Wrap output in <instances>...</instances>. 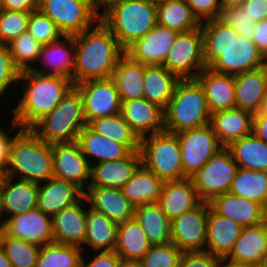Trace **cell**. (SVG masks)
I'll return each instance as SVG.
<instances>
[{
	"mask_svg": "<svg viewBox=\"0 0 267 267\" xmlns=\"http://www.w3.org/2000/svg\"><path fill=\"white\" fill-rule=\"evenodd\" d=\"M200 28L206 67L236 75L263 66L264 57L252 39L240 36L219 18L202 22Z\"/></svg>",
	"mask_w": 267,
	"mask_h": 267,
	"instance_id": "obj_1",
	"label": "cell"
},
{
	"mask_svg": "<svg viewBox=\"0 0 267 267\" xmlns=\"http://www.w3.org/2000/svg\"><path fill=\"white\" fill-rule=\"evenodd\" d=\"M74 85L89 80L111 78L125 54L115 36L99 20L95 27L74 35Z\"/></svg>",
	"mask_w": 267,
	"mask_h": 267,
	"instance_id": "obj_2",
	"label": "cell"
},
{
	"mask_svg": "<svg viewBox=\"0 0 267 267\" xmlns=\"http://www.w3.org/2000/svg\"><path fill=\"white\" fill-rule=\"evenodd\" d=\"M25 82L23 97L11 111L12 128L30 129L50 113L74 86L71 80L55 75H43L32 70L20 73L19 82Z\"/></svg>",
	"mask_w": 267,
	"mask_h": 267,
	"instance_id": "obj_3",
	"label": "cell"
},
{
	"mask_svg": "<svg viewBox=\"0 0 267 267\" xmlns=\"http://www.w3.org/2000/svg\"><path fill=\"white\" fill-rule=\"evenodd\" d=\"M18 129L2 174L41 184L53 176L52 144L41 140L31 129Z\"/></svg>",
	"mask_w": 267,
	"mask_h": 267,
	"instance_id": "obj_4",
	"label": "cell"
},
{
	"mask_svg": "<svg viewBox=\"0 0 267 267\" xmlns=\"http://www.w3.org/2000/svg\"><path fill=\"white\" fill-rule=\"evenodd\" d=\"M102 8L100 21L124 50L157 24V4L153 0H114Z\"/></svg>",
	"mask_w": 267,
	"mask_h": 267,
	"instance_id": "obj_5",
	"label": "cell"
},
{
	"mask_svg": "<svg viewBox=\"0 0 267 267\" xmlns=\"http://www.w3.org/2000/svg\"><path fill=\"white\" fill-rule=\"evenodd\" d=\"M165 112V131L179 133L204 126L210 121V110L203 87L196 79H181Z\"/></svg>",
	"mask_w": 267,
	"mask_h": 267,
	"instance_id": "obj_6",
	"label": "cell"
},
{
	"mask_svg": "<svg viewBox=\"0 0 267 267\" xmlns=\"http://www.w3.org/2000/svg\"><path fill=\"white\" fill-rule=\"evenodd\" d=\"M86 125L82 96L73 86L55 109L30 129L48 144L72 143Z\"/></svg>",
	"mask_w": 267,
	"mask_h": 267,
	"instance_id": "obj_7",
	"label": "cell"
},
{
	"mask_svg": "<svg viewBox=\"0 0 267 267\" xmlns=\"http://www.w3.org/2000/svg\"><path fill=\"white\" fill-rule=\"evenodd\" d=\"M141 164L163 182L183 179L181 151L175 133L162 131L140 139Z\"/></svg>",
	"mask_w": 267,
	"mask_h": 267,
	"instance_id": "obj_8",
	"label": "cell"
},
{
	"mask_svg": "<svg viewBox=\"0 0 267 267\" xmlns=\"http://www.w3.org/2000/svg\"><path fill=\"white\" fill-rule=\"evenodd\" d=\"M38 9L63 33L76 35L100 20L97 0H38Z\"/></svg>",
	"mask_w": 267,
	"mask_h": 267,
	"instance_id": "obj_9",
	"label": "cell"
},
{
	"mask_svg": "<svg viewBox=\"0 0 267 267\" xmlns=\"http://www.w3.org/2000/svg\"><path fill=\"white\" fill-rule=\"evenodd\" d=\"M238 168L230 150L221 148L191 176L199 199L209 203L214 197L229 192Z\"/></svg>",
	"mask_w": 267,
	"mask_h": 267,
	"instance_id": "obj_10",
	"label": "cell"
},
{
	"mask_svg": "<svg viewBox=\"0 0 267 267\" xmlns=\"http://www.w3.org/2000/svg\"><path fill=\"white\" fill-rule=\"evenodd\" d=\"M176 135L181 151L183 178H191L223 148L209 123Z\"/></svg>",
	"mask_w": 267,
	"mask_h": 267,
	"instance_id": "obj_11",
	"label": "cell"
},
{
	"mask_svg": "<svg viewBox=\"0 0 267 267\" xmlns=\"http://www.w3.org/2000/svg\"><path fill=\"white\" fill-rule=\"evenodd\" d=\"M163 66L180 79H195L198 76L206 67L203 55V35L200 27L177 34Z\"/></svg>",
	"mask_w": 267,
	"mask_h": 267,
	"instance_id": "obj_12",
	"label": "cell"
},
{
	"mask_svg": "<svg viewBox=\"0 0 267 267\" xmlns=\"http://www.w3.org/2000/svg\"><path fill=\"white\" fill-rule=\"evenodd\" d=\"M74 86L82 96L87 124L120 113L122 101L112 78L89 80Z\"/></svg>",
	"mask_w": 267,
	"mask_h": 267,
	"instance_id": "obj_13",
	"label": "cell"
},
{
	"mask_svg": "<svg viewBox=\"0 0 267 267\" xmlns=\"http://www.w3.org/2000/svg\"><path fill=\"white\" fill-rule=\"evenodd\" d=\"M208 212L209 203L201 202L171 220V242L182 252L205 251Z\"/></svg>",
	"mask_w": 267,
	"mask_h": 267,
	"instance_id": "obj_14",
	"label": "cell"
},
{
	"mask_svg": "<svg viewBox=\"0 0 267 267\" xmlns=\"http://www.w3.org/2000/svg\"><path fill=\"white\" fill-rule=\"evenodd\" d=\"M52 157L54 177L74 183L83 192L88 188L91 165L77 142L52 144Z\"/></svg>",
	"mask_w": 267,
	"mask_h": 267,
	"instance_id": "obj_15",
	"label": "cell"
},
{
	"mask_svg": "<svg viewBox=\"0 0 267 267\" xmlns=\"http://www.w3.org/2000/svg\"><path fill=\"white\" fill-rule=\"evenodd\" d=\"M2 231L26 242L42 246L53 242L52 216L37 207L20 215L5 218Z\"/></svg>",
	"mask_w": 267,
	"mask_h": 267,
	"instance_id": "obj_16",
	"label": "cell"
},
{
	"mask_svg": "<svg viewBox=\"0 0 267 267\" xmlns=\"http://www.w3.org/2000/svg\"><path fill=\"white\" fill-rule=\"evenodd\" d=\"M178 32L156 24L126 50L132 60L144 65H163Z\"/></svg>",
	"mask_w": 267,
	"mask_h": 267,
	"instance_id": "obj_17",
	"label": "cell"
},
{
	"mask_svg": "<svg viewBox=\"0 0 267 267\" xmlns=\"http://www.w3.org/2000/svg\"><path fill=\"white\" fill-rule=\"evenodd\" d=\"M120 114L139 139L165 130V112L145 98L122 101Z\"/></svg>",
	"mask_w": 267,
	"mask_h": 267,
	"instance_id": "obj_18",
	"label": "cell"
},
{
	"mask_svg": "<svg viewBox=\"0 0 267 267\" xmlns=\"http://www.w3.org/2000/svg\"><path fill=\"white\" fill-rule=\"evenodd\" d=\"M86 198L83 196L71 206L65 207L52 216L54 242L83 248L86 235Z\"/></svg>",
	"mask_w": 267,
	"mask_h": 267,
	"instance_id": "obj_19",
	"label": "cell"
},
{
	"mask_svg": "<svg viewBox=\"0 0 267 267\" xmlns=\"http://www.w3.org/2000/svg\"><path fill=\"white\" fill-rule=\"evenodd\" d=\"M84 197L86 203L88 201L87 206L103 213L114 223L119 224L134 218L135 206L126 198L122 189L88 186Z\"/></svg>",
	"mask_w": 267,
	"mask_h": 267,
	"instance_id": "obj_20",
	"label": "cell"
},
{
	"mask_svg": "<svg viewBox=\"0 0 267 267\" xmlns=\"http://www.w3.org/2000/svg\"><path fill=\"white\" fill-rule=\"evenodd\" d=\"M209 205L217 214L231 218L242 227L267 221V209L263 205L230 192L214 197Z\"/></svg>",
	"mask_w": 267,
	"mask_h": 267,
	"instance_id": "obj_21",
	"label": "cell"
},
{
	"mask_svg": "<svg viewBox=\"0 0 267 267\" xmlns=\"http://www.w3.org/2000/svg\"><path fill=\"white\" fill-rule=\"evenodd\" d=\"M55 42L43 45L38 61H42L45 68L33 67L32 71L43 75H55L71 80L74 84L75 45L74 35H64ZM68 42V44H67ZM69 46H66V45ZM51 69L48 70V69ZM50 71V72H49Z\"/></svg>",
	"mask_w": 267,
	"mask_h": 267,
	"instance_id": "obj_22",
	"label": "cell"
},
{
	"mask_svg": "<svg viewBox=\"0 0 267 267\" xmlns=\"http://www.w3.org/2000/svg\"><path fill=\"white\" fill-rule=\"evenodd\" d=\"M234 262L257 267L267 261V221L244 227L233 248L225 257Z\"/></svg>",
	"mask_w": 267,
	"mask_h": 267,
	"instance_id": "obj_23",
	"label": "cell"
},
{
	"mask_svg": "<svg viewBox=\"0 0 267 267\" xmlns=\"http://www.w3.org/2000/svg\"><path fill=\"white\" fill-rule=\"evenodd\" d=\"M94 163L91 165L89 186L122 189L141 165V153L139 150L131 151L126 157L119 160L101 163L95 161Z\"/></svg>",
	"mask_w": 267,
	"mask_h": 267,
	"instance_id": "obj_24",
	"label": "cell"
},
{
	"mask_svg": "<svg viewBox=\"0 0 267 267\" xmlns=\"http://www.w3.org/2000/svg\"><path fill=\"white\" fill-rule=\"evenodd\" d=\"M0 174V190L2 194L3 215L14 217L28 212L37 206L39 184L27 180L15 179ZM13 180V181H12ZM16 181L15 183H13Z\"/></svg>",
	"mask_w": 267,
	"mask_h": 267,
	"instance_id": "obj_25",
	"label": "cell"
},
{
	"mask_svg": "<svg viewBox=\"0 0 267 267\" xmlns=\"http://www.w3.org/2000/svg\"><path fill=\"white\" fill-rule=\"evenodd\" d=\"M195 79L203 87L211 114L235 108L234 75L205 67Z\"/></svg>",
	"mask_w": 267,
	"mask_h": 267,
	"instance_id": "obj_26",
	"label": "cell"
},
{
	"mask_svg": "<svg viewBox=\"0 0 267 267\" xmlns=\"http://www.w3.org/2000/svg\"><path fill=\"white\" fill-rule=\"evenodd\" d=\"M84 196L74 183L54 176L39 184L37 208L53 216L65 207L71 206Z\"/></svg>",
	"mask_w": 267,
	"mask_h": 267,
	"instance_id": "obj_27",
	"label": "cell"
},
{
	"mask_svg": "<svg viewBox=\"0 0 267 267\" xmlns=\"http://www.w3.org/2000/svg\"><path fill=\"white\" fill-rule=\"evenodd\" d=\"M235 108L256 115L267 92L264 67L234 75Z\"/></svg>",
	"mask_w": 267,
	"mask_h": 267,
	"instance_id": "obj_28",
	"label": "cell"
},
{
	"mask_svg": "<svg viewBox=\"0 0 267 267\" xmlns=\"http://www.w3.org/2000/svg\"><path fill=\"white\" fill-rule=\"evenodd\" d=\"M243 228L231 218L217 214L209 205L205 251L219 258L226 257Z\"/></svg>",
	"mask_w": 267,
	"mask_h": 267,
	"instance_id": "obj_29",
	"label": "cell"
},
{
	"mask_svg": "<svg viewBox=\"0 0 267 267\" xmlns=\"http://www.w3.org/2000/svg\"><path fill=\"white\" fill-rule=\"evenodd\" d=\"M201 202L191 178L165 181L158 200L170 220L194 209Z\"/></svg>",
	"mask_w": 267,
	"mask_h": 267,
	"instance_id": "obj_30",
	"label": "cell"
},
{
	"mask_svg": "<svg viewBox=\"0 0 267 267\" xmlns=\"http://www.w3.org/2000/svg\"><path fill=\"white\" fill-rule=\"evenodd\" d=\"M209 124L223 147L252 133L253 115L232 108L212 113Z\"/></svg>",
	"mask_w": 267,
	"mask_h": 267,
	"instance_id": "obj_31",
	"label": "cell"
},
{
	"mask_svg": "<svg viewBox=\"0 0 267 267\" xmlns=\"http://www.w3.org/2000/svg\"><path fill=\"white\" fill-rule=\"evenodd\" d=\"M76 142L90 165L94 162L92 158L97 159V163L115 161L131 152L124 144L96 133L88 125L81 130Z\"/></svg>",
	"mask_w": 267,
	"mask_h": 267,
	"instance_id": "obj_32",
	"label": "cell"
},
{
	"mask_svg": "<svg viewBox=\"0 0 267 267\" xmlns=\"http://www.w3.org/2000/svg\"><path fill=\"white\" fill-rule=\"evenodd\" d=\"M145 65L124 54L118 61L113 74L121 101L144 98Z\"/></svg>",
	"mask_w": 267,
	"mask_h": 267,
	"instance_id": "obj_33",
	"label": "cell"
},
{
	"mask_svg": "<svg viewBox=\"0 0 267 267\" xmlns=\"http://www.w3.org/2000/svg\"><path fill=\"white\" fill-rule=\"evenodd\" d=\"M180 80L163 65H145L144 98L165 110Z\"/></svg>",
	"mask_w": 267,
	"mask_h": 267,
	"instance_id": "obj_34",
	"label": "cell"
},
{
	"mask_svg": "<svg viewBox=\"0 0 267 267\" xmlns=\"http://www.w3.org/2000/svg\"><path fill=\"white\" fill-rule=\"evenodd\" d=\"M151 245L135 218L118 224L113 250L121 260L140 261Z\"/></svg>",
	"mask_w": 267,
	"mask_h": 267,
	"instance_id": "obj_35",
	"label": "cell"
},
{
	"mask_svg": "<svg viewBox=\"0 0 267 267\" xmlns=\"http://www.w3.org/2000/svg\"><path fill=\"white\" fill-rule=\"evenodd\" d=\"M134 218L141 225L152 245L171 242V220L158 202L136 206Z\"/></svg>",
	"mask_w": 267,
	"mask_h": 267,
	"instance_id": "obj_36",
	"label": "cell"
},
{
	"mask_svg": "<svg viewBox=\"0 0 267 267\" xmlns=\"http://www.w3.org/2000/svg\"><path fill=\"white\" fill-rule=\"evenodd\" d=\"M163 183L159 177L141 164L122 187V192L136 207L158 202Z\"/></svg>",
	"mask_w": 267,
	"mask_h": 267,
	"instance_id": "obj_37",
	"label": "cell"
},
{
	"mask_svg": "<svg viewBox=\"0 0 267 267\" xmlns=\"http://www.w3.org/2000/svg\"><path fill=\"white\" fill-rule=\"evenodd\" d=\"M239 168L267 172V143L253 132L227 147Z\"/></svg>",
	"mask_w": 267,
	"mask_h": 267,
	"instance_id": "obj_38",
	"label": "cell"
},
{
	"mask_svg": "<svg viewBox=\"0 0 267 267\" xmlns=\"http://www.w3.org/2000/svg\"><path fill=\"white\" fill-rule=\"evenodd\" d=\"M117 227L118 224L103 213L87 207L86 235L83 245L86 247L88 245L95 252L113 250L116 243Z\"/></svg>",
	"mask_w": 267,
	"mask_h": 267,
	"instance_id": "obj_39",
	"label": "cell"
},
{
	"mask_svg": "<svg viewBox=\"0 0 267 267\" xmlns=\"http://www.w3.org/2000/svg\"><path fill=\"white\" fill-rule=\"evenodd\" d=\"M157 24L178 33L192 31L201 25L186 0L158 3Z\"/></svg>",
	"mask_w": 267,
	"mask_h": 267,
	"instance_id": "obj_40",
	"label": "cell"
},
{
	"mask_svg": "<svg viewBox=\"0 0 267 267\" xmlns=\"http://www.w3.org/2000/svg\"><path fill=\"white\" fill-rule=\"evenodd\" d=\"M87 125L96 133L124 144L130 151L140 150V139L120 113L91 120Z\"/></svg>",
	"mask_w": 267,
	"mask_h": 267,
	"instance_id": "obj_41",
	"label": "cell"
},
{
	"mask_svg": "<svg viewBox=\"0 0 267 267\" xmlns=\"http://www.w3.org/2000/svg\"><path fill=\"white\" fill-rule=\"evenodd\" d=\"M229 192L256 201L267 209V172L238 168Z\"/></svg>",
	"mask_w": 267,
	"mask_h": 267,
	"instance_id": "obj_42",
	"label": "cell"
},
{
	"mask_svg": "<svg viewBox=\"0 0 267 267\" xmlns=\"http://www.w3.org/2000/svg\"><path fill=\"white\" fill-rule=\"evenodd\" d=\"M83 249L50 242L41 246L36 267H80Z\"/></svg>",
	"mask_w": 267,
	"mask_h": 267,
	"instance_id": "obj_43",
	"label": "cell"
},
{
	"mask_svg": "<svg viewBox=\"0 0 267 267\" xmlns=\"http://www.w3.org/2000/svg\"><path fill=\"white\" fill-rule=\"evenodd\" d=\"M0 246L7 255L12 267H36L41 247L13 238L0 230Z\"/></svg>",
	"mask_w": 267,
	"mask_h": 267,
	"instance_id": "obj_44",
	"label": "cell"
},
{
	"mask_svg": "<svg viewBox=\"0 0 267 267\" xmlns=\"http://www.w3.org/2000/svg\"><path fill=\"white\" fill-rule=\"evenodd\" d=\"M7 46L15 67L20 72L32 70V65L34 61L37 62L42 48V45L28 31L13 39Z\"/></svg>",
	"mask_w": 267,
	"mask_h": 267,
	"instance_id": "obj_45",
	"label": "cell"
},
{
	"mask_svg": "<svg viewBox=\"0 0 267 267\" xmlns=\"http://www.w3.org/2000/svg\"><path fill=\"white\" fill-rule=\"evenodd\" d=\"M31 12L0 10V44H9L28 30Z\"/></svg>",
	"mask_w": 267,
	"mask_h": 267,
	"instance_id": "obj_46",
	"label": "cell"
},
{
	"mask_svg": "<svg viewBox=\"0 0 267 267\" xmlns=\"http://www.w3.org/2000/svg\"><path fill=\"white\" fill-rule=\"evenodd\" d=\"M182 253L172 242L151 245L139 262L143 267H178Z\"/></svg>",
	"mask_w": 267,
	"mask_h": 267,
	"instance_id": "obj_47",
	"label": "cell"
},
{
	"mask_svg": "<svg viewBox=\"0 0 267 267\" xmlns=\"http://www.w3.org/2000/svg\"><path fill=\"white\" fill-rule=\"evenodd\" d=\"M42 46L63 38L56 24L39 9L30 13L28 30Z\"/></svg>",
	"mask_w": 267,
	"mask_h": 267,
	"instance_id": "obj_48",
	"label": "cell"
},
{
	"mask_svg": "<svg viewBox=\"0 0 267 267\" xmlns=\"http://www.w3.org/2000/svg\"><path fill=\"white\" fill-rule=\"evenodd\" d=\"M219 19L235 29L240 36L247 39L253 38L256 22L246 13L245 7L238 5L222 8Z\"/></svg>",
	"mask_w": 267,
	"mask_h": 267,
	"instance_id": "obj_49",
	"label": "cell"
},
{
	"mask_svg": "<svg viewBox=\"0 0 267 267\" xmlns=\"http://www.w3.org/2000/svg\"><path fill=\"white\" fill-rule=\"evenodd\" d=\"M20 73L15 67L8 46L0 44V96L2 98L13 83L19 82Z\"/></svg>",
	"mask_w": 267,
	"mask_h": 267,
	"instance_id": "obj_50",
	"label": "cell"
},
{
	"mask_svg": "<svg viewBox=\"0 0 267 267\" xmlns=\"http://www.w3.org/2000/svg\"><path fill=\"white\" fill-rule=\"evenodd\" d=\"M186 2L200 23L220 17L222 10L220 0H186Z\"/></svg>",
	"mask_w": 267,
	"mask_h": 267,
	"instance_id": "obj_51",
	"label": "cell"
},
{
	"mask_svg": "<svg viewBox=\"0 0 267 267\" xmlns=\"http://www.w3.org/2000/svg\"><path fill=\"white\" fill-rule=\"evenodd\" d=\"M219 259L207 251L183 252L178 267H217Z\"/></svg>",
	"mask_w": 267,
	"mask_h": 267,
	"instance_id": "obj_52",
	"label": "cell"
},
{
	"mask_svg": "<svg viewBox=\"0 0 267 267\" xmlns=\"http://www.w3.org/2000/svg\"><path fill=\"white\" fill-rule=\"evenodd\" d=\"M96 254L88 263L84 261L82 255L80 267H118L121 261L115 250L99 251L98 253L96 251Z\"/></svg>",
	"mask_w": 267,
	"mask_h": 267,
	"instance_id": "obj_53",
	"label": "cell"
},
{
	"mask_svg": "<svg viewBox=\"0 0 267 267\" xmlns=\"http://www.w3.org/2000/svg\"><path fill=\"white\" fill-rule=\"evenodd\" d=\"M242 6L255 22L267 19V0H246Z\"/></svg>",
	"mask_w": 267,
	"mask_h": 267,
	"instance_id": "obj_54",
	"label": "cell"
},
{
	"mask_svg": "<svg viewBox=\"0 0 267 267\" xmlns=\"http://www.w3.org/2000/svg\"><path fill=\"white\" fill-rule=\"evenodd\" d=\"M0 8L11 11L33 12L38 9V0H0Z\"/></svg>",
	"mask_w": 267,
	"mask_h": 267,
	"instance_id": "obj_55",
	"label": "cell"
},
{
	"mask_svg": "<svg viewBox=\"0 0 267 267\" xmlns=\"http://www.w3.org/2000/svg\"><path fill=\"white\" fill-rule=\"evenodd\" d=\"M253 33L252 41L256 44L261 55L265 57L267 55V19L256 22Z\"/></svg>",
	"mask_w": 267,
	"mask_h": 267,
	"instance_id": "obj_56",
	"label": "cell"
},
{
	"mask_svg": "<svg viewBox=\"0 0 267 267\" xmlns=\"http://www.w3.org/2000/svg\"><path fill=\"white\" fill-rule=\"evenodd\" d=\"M13 138L14 136L10 137L6 130H0V174L4 171L9 160L10 145Z\"/></svg>",
	"mask_w": 267,
	"mask_h": 267,
	"instance_id": "obj_57",
	"label": "cell"
},
{
	"mask_svg": "<svg viewBox=\"0 0 267 267\" xmlns=\"http://www.w3.org/2000/svg\"><path fill=\"white\" fill-rule=\"evenodd\" d=\"M252 132L259 139L267 143V115H253Z\"/></svg>",
	"mask_w": 267,
	"mask_h": 267,
	"instance_id": "obj_58",
	"label": "cell"
},
{
	"mask_svg": "<svg viewBox=\"0 0 267 267\" xmlns=\"http://www.w3.org/2000/svg\"><path fill=\"white\" fill-rule=\"evenodd\" d=\"M217 267H255V266L234 262L223 257L219 259Z\"/></svg>",
	"mask_w": 267,
	"mask_h": 267,
	"instance_id": "obj_59",
	"label": "cell"
},
{
	"mask_svg": "<svg viewBox=\"0 0 267 267\" xmlns=\"http://www.w3.org/2000/svg\"><path fill=\"white\" fill-rule=\"evenodd\" d=\"M222 8H229L232 6H242L246 0H220Z\"/></svg>",
	"mask_w": 267,
	"mask_h": 267,
	"instance_id": "obj_60",
	"label": "cell"
},
{
	"mask_svg": "<svg viewBox=\"0 0 267 267\" xmlns=\"http://www.w3.org/2000/svg\"><path fill=\"white\" fill-rule=\"evenodd\" d=\"M0 267H12L7 255L5 254L3 248L0 246Z\"/></svg>",
	"mask_w": 267,
	"mask_h": 267,
	"instance_id": "obj_61",
	"label": "cell"
},
{
	"mask_svg": "<svg viewBox=\"0 0 267 267\" xmlns=\"http://www.w3.org/2000/svg\"><path fill=\"white\" fill-rule=\"evenodd\" d=\"M118 267H143L139 261L121 260Z\"/></svg>",
	"mask_w": 267,
	"mask_h": 267,
	"instance_id": "obj_62",
	"label": "cell"
},
{
	"mask_svg": "<svg viewBox=\"0 0 267 267\" xmlns=\"http://www.w3.org/2000/svg\"><path fill=\"white\" fill-rule=\"evenodd\" d=\"M257 114L267 115V92L262 100L261 106Z\"/></svg>",
	"mask_w": 267,
	"mask_h": 267,
	"instance_id": "obj_63",
	"label": "cell"
},
{
	"mask_svg": "<svg viewBox=\"0 0 267 267\" xmlns=\"http://www.w3.org/2000/svg\"><path fill=\"white\" fill-rule=\"evenodd\" d=\"M3 217V211H2V194H1V190H0V220ZM4 225V221H0V230H2Z\"/></svg>",
	"mask_w": 267,
	"mask_h": 267,
	"instance_id": "obj_64",
	"label": "cell"
},
{
	"mask_svg": "<svg viewBox=\"0 0 267 267\" xmlns=\"http://www.w3.org/2000/svg\"><path fill=\"white\" fill-rule=\"evenodd\" d=\"M98 1V6L101 9V7L108 1H114V0H97Z\"/></svg>",
	"mask_w": 267,
	"mask_h": 267,
	"instance_id": "obj_65",
	"label": "cell"
},
{
	"mask_svg": "<svg viewBox=\"0 0 267 267\" xmlns=\"http://www.w3.org/2000/svg\"><path fill=\"white\" fill-rule=\"evenodd\" d=\"M263 67H264L266 75H267V55L263 59Z\"/></svg>",
	"mask_w": 267,
	"mask_h": 267,
	"instance_id": "obj_66",
	"label": "cell"
},
{
	"mask_svg": "<svg viewBox=\"0 0 267 267\" xmlns=\"http://www.w3.org/2000/svg\"><path fill=\"white\" fill-rule=\"evenodd\" d=\"M156 4L158 3H163V2H168V1H173V0H153Z\"/></svg>",
	"mask_w": 267,
	"mask_h": 267,
	"instance_id": "obj_67",
	"label": "cell"
},
{
	"mask_svg": "<svg viewBox=\"0 0 267 267\" xmlns=\"http://www.w3.org/2000/svg\"><path fill=\"white\" fill-rule=\"evenodd\" d=\"M257 267H267V261L263 262L262 264L258 265Z\"/></svg>",
	"mask_w": 267,
	"mask_h": 267,
	"instance_id": "obj_68",
	"label": "cell"
}]
</instances>
